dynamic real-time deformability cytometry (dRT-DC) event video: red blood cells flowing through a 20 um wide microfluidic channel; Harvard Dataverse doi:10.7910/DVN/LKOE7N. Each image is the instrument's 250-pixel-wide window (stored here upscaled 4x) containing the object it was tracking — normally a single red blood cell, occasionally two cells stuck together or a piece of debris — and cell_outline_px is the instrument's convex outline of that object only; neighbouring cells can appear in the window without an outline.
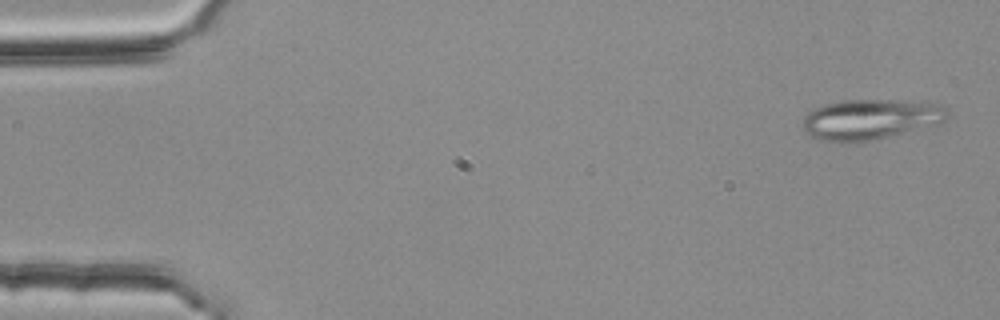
{"species": "common noctule bat (a hibernating species)", "species_latin": "Nyctalus noctula", "temperature_condition": "room temperature", "stored_images_in_passage": 53, "segment_of_instrument_passage": [1, 2], "camera_frame_rate_fps": 3000, "um_per_image_px": 0.085, "animal": {"sex": "female", "body_mass_g": 25.1}, "frame": {"image": 1, "passage_image": 1, "time_ms": 0.0, "image_size_px": [1000, 320], "cell_outline_px": [[948, 116], [940, 124], [872, 140], [840, 144], [816, 140], [804, 132], [804, 116], [808, 112], [824, 104], [840, 100], [920, 100], [940, 104], [948, 112]], "centroid_in_image_um": [73.98, 10.15], "position_along_channel_um": 11.0, "area_um2": 34.68}}